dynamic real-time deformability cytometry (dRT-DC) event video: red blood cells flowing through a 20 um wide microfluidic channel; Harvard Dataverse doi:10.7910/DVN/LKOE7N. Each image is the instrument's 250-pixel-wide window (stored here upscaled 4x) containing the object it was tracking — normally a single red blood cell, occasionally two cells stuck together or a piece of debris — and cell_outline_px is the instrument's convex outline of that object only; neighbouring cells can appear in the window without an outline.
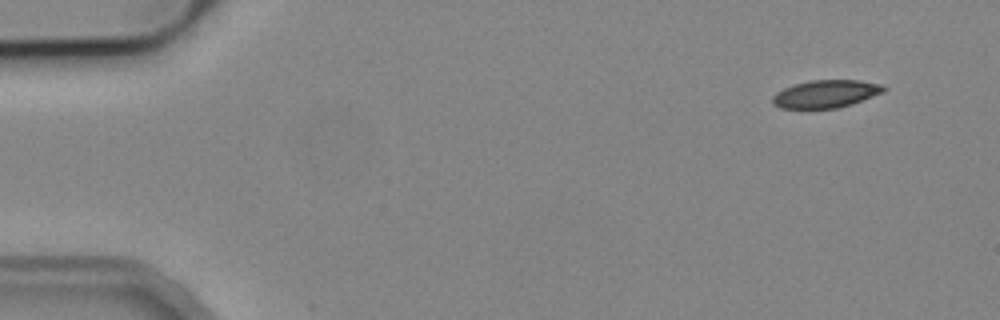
{"species": "common noctule bat (a hibernating species)", "species_latin": "Nyctalus noctula", "temperature_condition": "cold", "stored_images_in_passage": 4, "camera_frame_rate_fps": 3000, "um_per_image_px": 0.085, "animal": {"sex": "male", "body_mass_g": 19.2, "forearm_length_mm": 51.8}, "frame": {"image": 1, "passage_image": 1, "time_ms": 0.0, "image_size_px": [1000, 320], "cell_outline_px": [[888, 88], [884, 92], [852, 104], [836, 108], [780, 108], [772, 104], [772, 96], [776, 92], [784, 88], [808, 80], [860, 80], [884, 84]], "centroid_in_image_um": [70.22, 7.97], "position_along_channel_um": 14.8, "area_um2": 18.09}}